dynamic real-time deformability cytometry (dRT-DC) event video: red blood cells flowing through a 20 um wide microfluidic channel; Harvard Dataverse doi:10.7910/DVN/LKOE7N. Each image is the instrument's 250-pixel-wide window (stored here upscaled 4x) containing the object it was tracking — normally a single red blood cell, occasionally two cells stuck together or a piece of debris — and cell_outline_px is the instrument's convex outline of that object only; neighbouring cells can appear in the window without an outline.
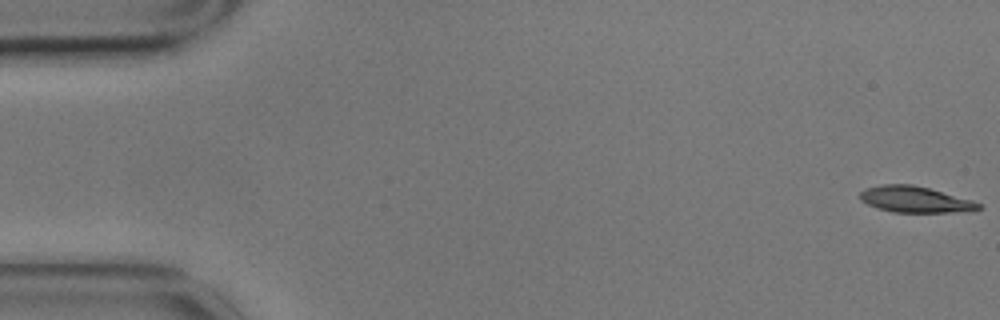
{"species": "common noctule bat (a hibernating species)", "species_latin": "Nyctalus noctula", "temperature_condition": "cold", "stored_images_in_passage": 57, "camera_frame_rate_fps": 3000, "um_per_image_px": 0.085, "animal": {"sex": "male", "body_mass_g": 17.9}, "frame": {"image": 1, "passage_image": 1, "time_ms": 0.0, "image_size_px": [1000, 320], "cell_outline_px": [[984, 208], [972, 212], [892, 212], [876, 208], [860, 200], [860, 192], [864, 188], [884, 184], [912, 184], [928, 188], [972, 200], [980, 204]], "centroid_in_image_um": [77.8, 16.96], "position_along_channel_um": 7.2, "area_um2": 18.21}}
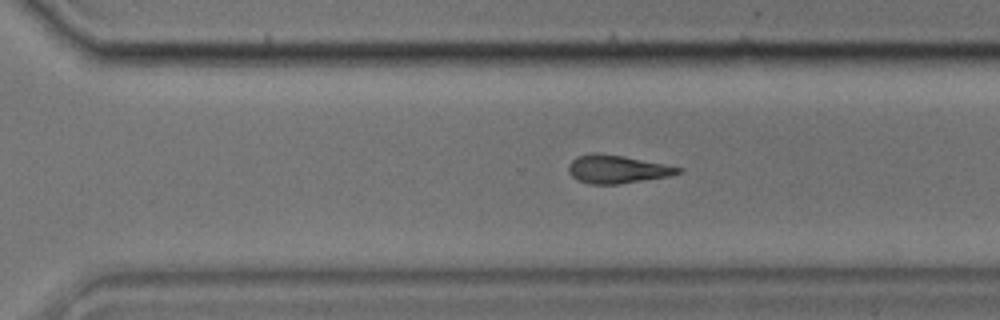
{"frame": {"image": 2, "passage_image": 39, "time_ms": 12.667, "image_size_px": [1000, 320], "cell_outline_px": [[684, 172], [668, 176], [616, 184], [588, 184], [576, 180], [568, 172], [568, 164], [576, 156], [624, 156], [684, 168]], "centroid_in_image_um": [52.48, 14.42], "position_along_channel_um": 318.1, "area_um2": 17.34}}
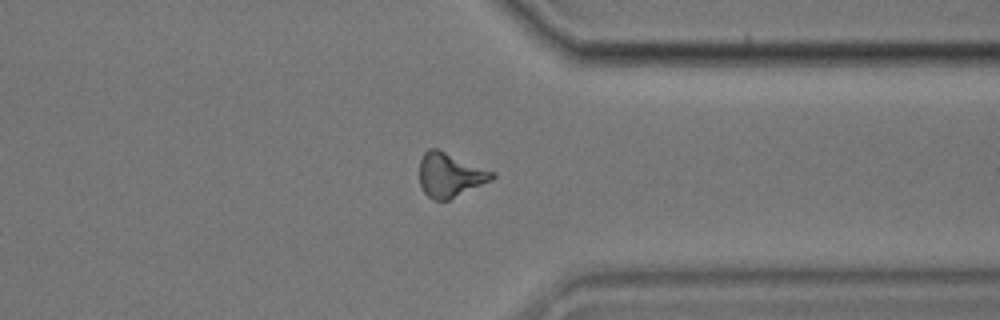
{"frame": {"image": 3, "passage_image": 44, "time_ms": 14.333, "image_size_px": [1000, 320], "cell_outline_px": [[496, 176], [492, 180], [448, 200], [432, 200], [424, 192], [420, 184], [420, 160], [424, 152], [428, 148], [436, 148], [496, 172]], "centroid_in_image_um": [38.26, 14.87], "position_along_channel_um": 373.1, "area_um2": 18.67}, "authors_computed_cell_mechanics": {"area_um2": 18.4382, "velocity_mm_per_s": 3.5018, "shape_relaxation_time_tau1_ms": 4.2098, "shape_relaxation_time_tau2_ms": 9.0166, "deformation_change_tau1": 0.1224, "deformation_change_tau2": 0.2221}}